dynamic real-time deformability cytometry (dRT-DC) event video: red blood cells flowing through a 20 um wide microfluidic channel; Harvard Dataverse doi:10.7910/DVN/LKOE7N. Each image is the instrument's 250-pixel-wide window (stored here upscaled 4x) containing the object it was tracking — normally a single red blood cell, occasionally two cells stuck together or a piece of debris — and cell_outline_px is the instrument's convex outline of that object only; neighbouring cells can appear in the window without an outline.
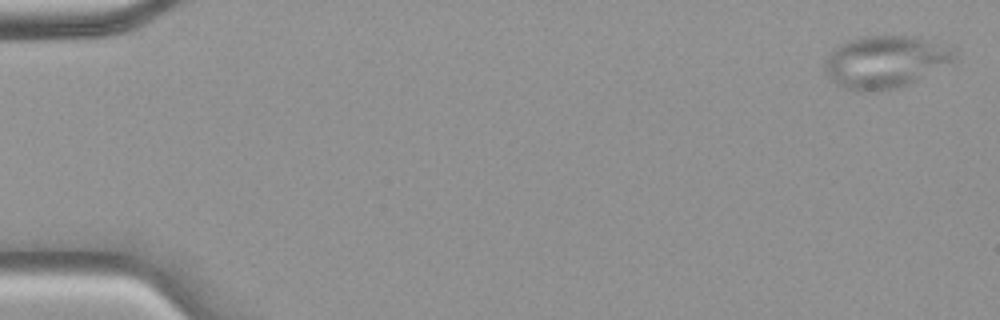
{"species": "common noctule bat (a hibernating species)", "species_latin": "Nyctalus noctula", "temperature_condition": "warm", "stored_images_in_passage": 6, "camera_frame_rate_fps": 3000, "um_per_image_px": 0.085, "animal": {"sex": "female", "body_mass_g": 18.4}, "frame": {"image": 1, "passage_image": 1, "time_ms": 0.0, "image_size_px": [1000, 320], "cell_outline_px": [[956, 64], [908, 84], [896, 88], [860, 92], [840, 88], [824, 72], [824, 64], [832, 48], [848, 40], [860, 36], [920, 36], [956, 48]], "centroid_in_image_um": [75.32, 5.25], "position_along_channel_um": 9.7, "area_um2": 40.63}}